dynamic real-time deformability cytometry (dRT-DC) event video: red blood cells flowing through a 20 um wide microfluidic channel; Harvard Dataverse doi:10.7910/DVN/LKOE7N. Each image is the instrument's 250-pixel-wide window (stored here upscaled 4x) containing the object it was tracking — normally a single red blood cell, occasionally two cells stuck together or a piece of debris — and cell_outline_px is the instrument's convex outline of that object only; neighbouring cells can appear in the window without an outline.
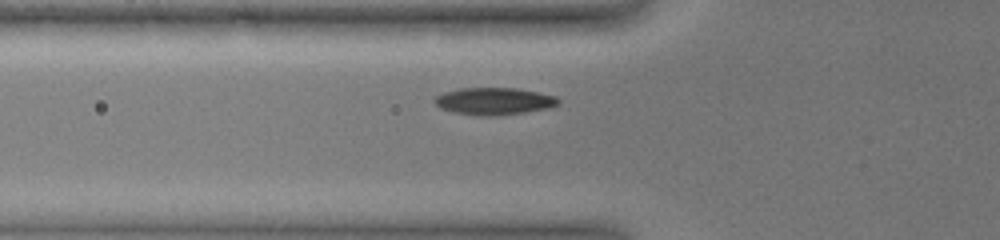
{"species": "common noctule bat (a hibernating species)", "species_latin": "Nyctalus noctula", "temperature_condition": "warm", "stored_images_in_passage": 5, "camera_frame_rate_fps": 3000, "um_per_image_px": 0.085, "animal": {"sex": "female", "body_mass_g": 19.0, "forearm_length_mm": 51.5}, "frame": {"image": 1, "passage_image": 4, "time_ms": 1.667, "image_size_px": [1000, 240], "cell_outline_px": [[560, 104], [548, 108], [500, 116], [480, 116], [456, 112], [440, 108], [432, 100], [436, 96], [444, 92], [460, 88], [516, 88], [556, 96], [560, 100]], "centroid_in_image_um": [42.0, 8.6], "position_along_channel_um": 83.8, "area_um2": 19.59}}